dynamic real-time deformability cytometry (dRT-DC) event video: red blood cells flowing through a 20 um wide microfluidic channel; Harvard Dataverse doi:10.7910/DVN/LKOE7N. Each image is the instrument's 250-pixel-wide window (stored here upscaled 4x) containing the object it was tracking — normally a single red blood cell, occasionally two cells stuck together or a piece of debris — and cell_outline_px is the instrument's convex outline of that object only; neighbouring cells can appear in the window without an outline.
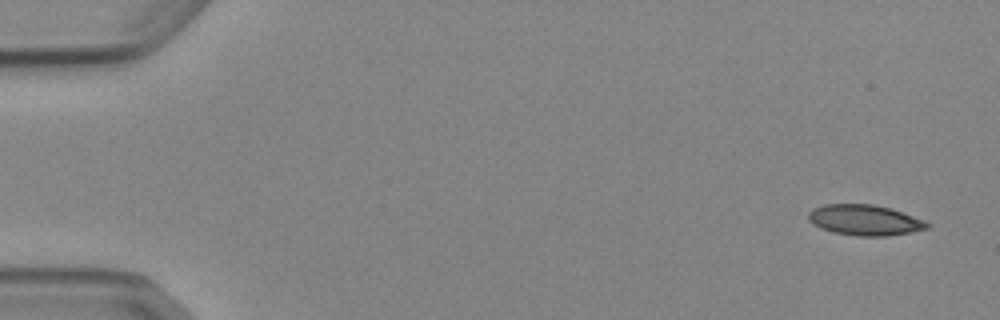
{"species": "Egyptian fruit bat (a non-hibernating species)", "species_latin": "Rousettus aegyptiacus", "temperature_condition": "cold", "stored_images_in_passage": 4, "camera_frame_rate_fps": 3000, "um_per_image_px": 0.085, "animal": {"sex": "female"}, "frame": {"image": 1, "passage_image": 1, "time_ms": 0.0, "image_size_px": [1000, 320], "cell_outline_px": [[932, 224], [928, 228], [912, 232], [888, 236], [856, 236], [832, 232], [808, 220], [808, 212], [812, 208], [824, 204], [872, 204], [892, 208], [924, 220]], "centroid_in_image_um": [73.54, 18.7], "position_along_channel_um": 11.5, "area_um2": 21.27}}
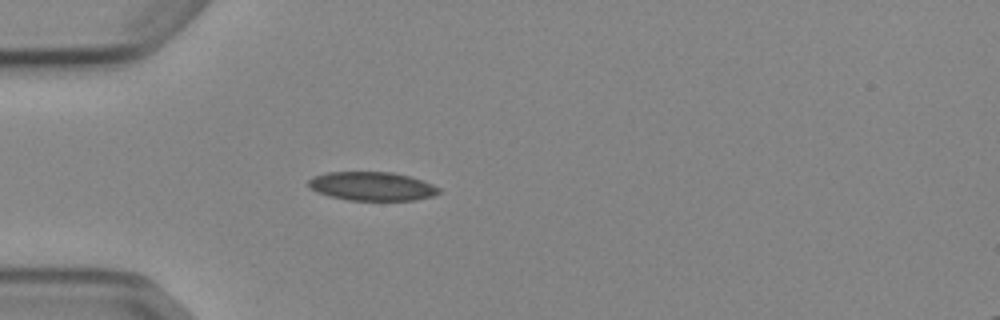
{"frame": {"image": 2, "passage_image": 4, "time_ms": 4.333, "image_size_px": [1000, 320], "cell_outline_px": [[440, 192], [432, 196], [416, 200], [348, 200], [328, 196], [316, 192], [308, 188], [308, 180], [312, 176], [328, 172], [392, 172], [408, 176], [432, 184], [440, 188]], "centroid_in_image_um": [31.56, 15.83], "position_along_channel_um": 53.4, "area_um2": 21.91}}